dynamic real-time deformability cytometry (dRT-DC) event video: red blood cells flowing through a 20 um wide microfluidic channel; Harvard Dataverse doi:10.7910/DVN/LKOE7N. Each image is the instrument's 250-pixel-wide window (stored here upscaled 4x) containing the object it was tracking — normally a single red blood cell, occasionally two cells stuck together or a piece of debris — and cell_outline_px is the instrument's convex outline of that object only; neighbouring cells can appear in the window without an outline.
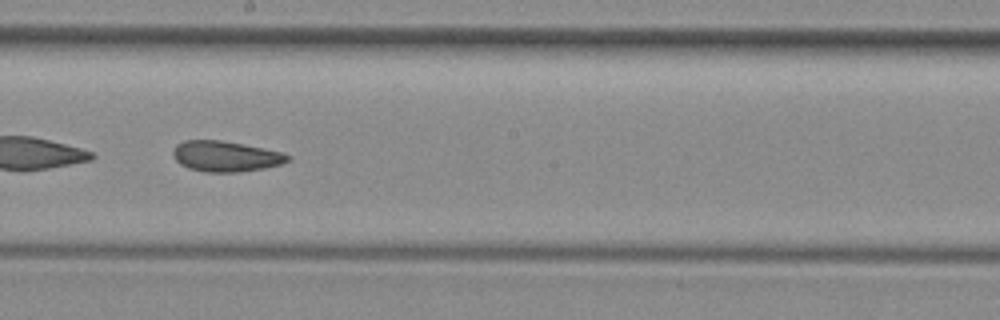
{"species": "common noctule bat (a hibernating species)", "species_latin": "Nyctalus noctula", "temperature_condition": "room temperature", "stored_images_in_passage": 39, "camera_frame_rate_fps": 3000, "um_per_image_px": 0.085, "animal": {"sex": "female", "body_mass_g": 29.2, "forearm_length_mm": 56.3}, "frame": {"image": 1, "passage_image": 18, "time_ms": 5.667, "image_size_px": [1000, 320], "cell_outline_px": [[292, 160], [280, 164], [264, 168], [240, 172], [204, 172], [188, 168], [180, 164], [176, 160], [172, 152], [176, 144], [184, 140], [220, 140], [280, 152], [292, 156]], "centroid_in_image_um": [19.16, 13.29], "position_along_channel_um": 229.0, "area_um2": 20.35}, "authors_computed_cell_mechanics": {"area_um2": 20.3456, "velocity_mm_per_s": 3.9925, "shape_relaxation_time_tau1_ms": null, "shape_relaxation_time_tau2_ms": 3.6628, "deformation_change_tau1": null, "deformation_change_tau2": 0.096}}